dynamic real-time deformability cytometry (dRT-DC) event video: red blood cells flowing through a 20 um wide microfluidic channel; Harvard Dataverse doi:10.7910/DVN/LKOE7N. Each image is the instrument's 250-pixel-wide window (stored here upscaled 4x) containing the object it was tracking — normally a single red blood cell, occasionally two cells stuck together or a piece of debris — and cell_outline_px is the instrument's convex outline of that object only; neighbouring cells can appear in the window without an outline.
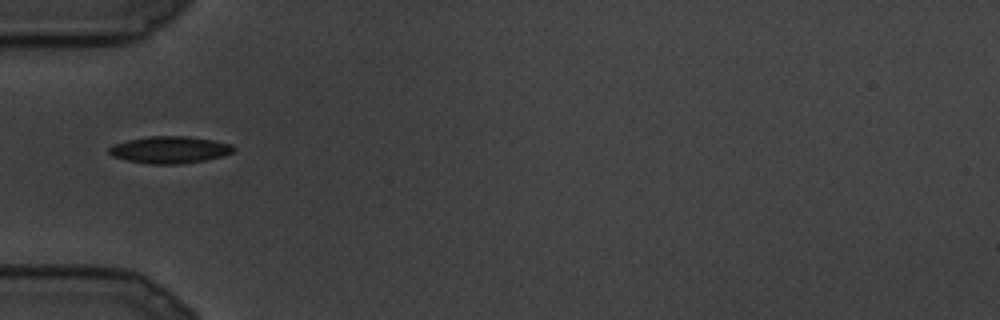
{"species": "common noctule bat (a hibernating species)", "species_latin": "Nyctalus noctula", "temperature_condition": "cold", "stored_images_in_passage": 9, "camera_frame_rate_fps": 3000, "um_per_image_px": 0.085, "animal": {"sex": "male", "body_mass_g": 19.5, "forearm_length_mm": 54.6}, "frame": {"image": 1, "passage_image": 1, "time_ms": 0.0, "image_size_px": [1000, 320], "cell_outline_px": [[236, 148], [232, 152], [224, 156], [204, 160], [180, 164], [148, 164], [128, 160], [112, 156], [108, 152], [108, 148], [112, 144], [128, 140], [148, 136], [188, 136], [212, 140], [232, 144]], "centroid_in_image_um": [14.42, 12.73], "position_along_channel_um": 70.6, "area_um2": 19.65}}
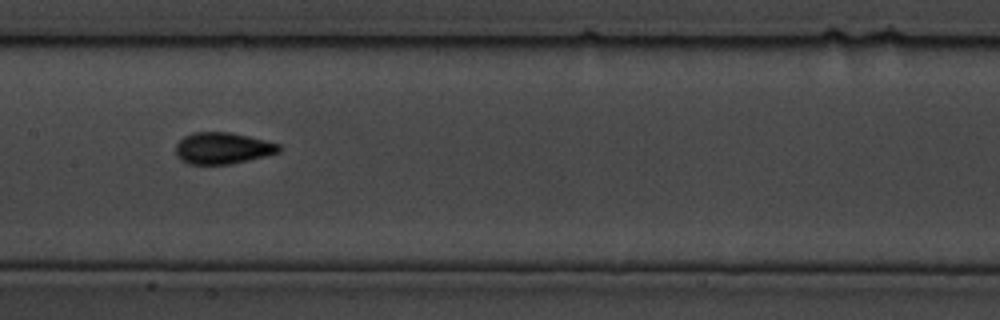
{"frame": {"image": 2, "passage_image": 6, "time_ms": 1.667, "image_size_px": [1000, 320], "cell_outline_px": [[280, 152], [248, 160], [228, 164], [188, 164], [180, 160], [176, 156], [176, 144], [184, 136], [192, 132], [232, 132], [280, 144]], "centroid_in_image_um": [18.89, 12.59], "position_along_channel_um": 188.5, "area_um2": 18.96}}
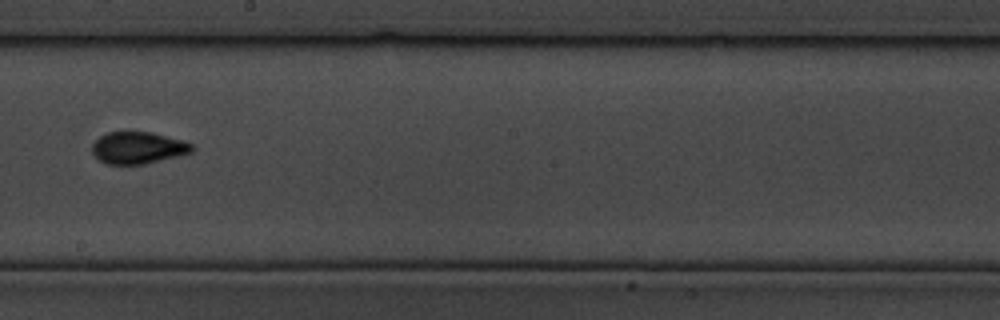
{"frame": {"image": 3, "passage_image": 8, "time_ms": 2.333, "image_size_px": [1000, 320], "cell_outline_px": [[196, 148], [192, 152], [144, 164], [108, 164], [100, 160], [92, 152], [92, 144], [100, 136], [108, 132], [124, 128], [152, 132], [184, 140], [192, 144]], "centroid_in_image_um": [11.73, 12.5], "position_along_channel_um": 236.5, "area_um2": 19.13}}